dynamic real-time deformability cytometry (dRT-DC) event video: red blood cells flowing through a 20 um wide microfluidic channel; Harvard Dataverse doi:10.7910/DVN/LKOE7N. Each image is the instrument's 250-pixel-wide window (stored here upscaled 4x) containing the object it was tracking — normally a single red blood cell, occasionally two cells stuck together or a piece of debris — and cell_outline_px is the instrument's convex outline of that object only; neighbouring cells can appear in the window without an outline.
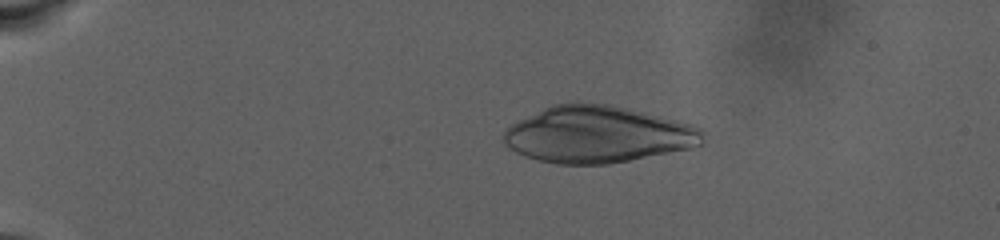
{"species": "human", "species_latin": "Homo sapiens", "temperature_condition": "warm", "stored_images_in_passage": 86, "camera_frame_rate_fps": 3000, "um_per_image_px": 0.085, "donor": {"sex": "male"}, "frame": {"image": 1, "passage_image": 19, "time_ms": 6.0, "image_size_px": [1000, 240], "cell_outline_px": [[704, 144], [688, 148], [608, 164], [560, 164], [540, 160], [524, 156], [508, 148], [504, 144], [500, 136], [512, 124], [552, 104], [576, 100], [580, 100], [608, 104], [628, 108], [692, 124], [700, 128], [704, 132]], "centroid_in_image_um": [50.77, 11.4], "position_along_channel_um": 34.2, "area_um2": 66.01}}